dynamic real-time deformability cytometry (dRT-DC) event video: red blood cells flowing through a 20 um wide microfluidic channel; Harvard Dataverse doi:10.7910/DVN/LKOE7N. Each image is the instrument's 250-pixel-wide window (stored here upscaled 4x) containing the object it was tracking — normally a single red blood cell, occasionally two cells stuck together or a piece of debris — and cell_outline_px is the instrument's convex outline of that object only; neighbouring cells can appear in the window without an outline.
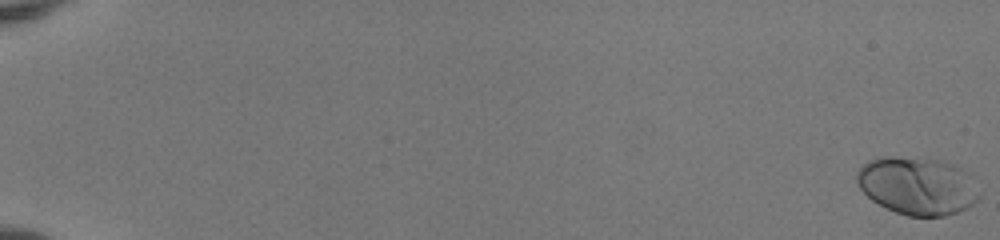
{"species": "human", "species_latin": "Homo sapiens", "temperature_condition": "room temperature", "stored_images_in_passage": 54, "camera_frame_rate_fps": 3000, "um_per_image_px": 0.085, "donor": {"sex": "female"}, "frame": {"image": 1, "passage_image": 1, "time_ms": 0.0, "image_size_px": [1000, 240], "cell_outline_px": [[984, 192], [972, 204], [956, 212], [944, 216], [908, 216], [896, 212], [872, 200], [860, 188], [856, 180], [856, 172], [868, 160], [880, 156], [892, 156], [940, 160], [956, 164]], "centroid_in_image_um": [77.98, 15.78], "position_along_channel_um": 7.0, "area_um2": 41.21}}
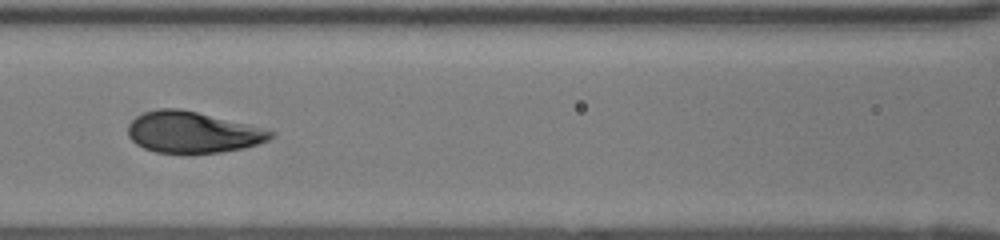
{"frame": {"image": 2, "passage_image": 28, "time_ms": 9.0, "image_size_px": [1000, 240], "cell_outline_px": [[276, 132], [268, 140], [244, 148], [220, 152], [184, 156], [156, 152], [144, 148], [136, 144], [128, 136], [128, 124], [136, 116], [144, 112], [160, 108], [180, 108], [248, 124]], "centroid_in_image_um": [16.33, 11.27], "position_along_channel_um": 150.3, "area_um2": 34.85}}
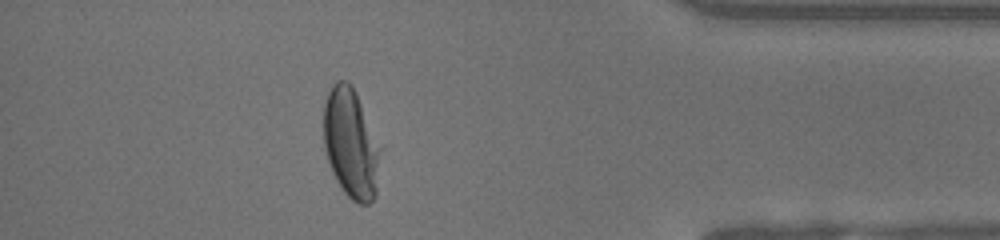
{"frame": {"image": 3, "passage_image": 49, "time_ms": 16.0, "image_size_px": [1000, 240], "cell_outline_px": [[380, 148], [376, 196], [368, 204], [356, 204], [340, 188], [332, 172], [324, 148], [324, 104], [328, 92], [332, 84], [336, 80], [344, 80], [352, 84], [356, 92]], "centroid_in_image_um": [29.8, 12.21], "position_along_channel_um": 405.4, "area_um2": 36.07}, "authors_computed_cell_mechanics": {"area_um2": 35.6337, "velocity_mm_per_s": 4.0348, "shape_relaxation_time_tau1_ms": 2.5491, "shape_relaxation_time_tau2_ms": null, "deformation_change_tau1": 0.1689, "deformation_change_tau2": null}}